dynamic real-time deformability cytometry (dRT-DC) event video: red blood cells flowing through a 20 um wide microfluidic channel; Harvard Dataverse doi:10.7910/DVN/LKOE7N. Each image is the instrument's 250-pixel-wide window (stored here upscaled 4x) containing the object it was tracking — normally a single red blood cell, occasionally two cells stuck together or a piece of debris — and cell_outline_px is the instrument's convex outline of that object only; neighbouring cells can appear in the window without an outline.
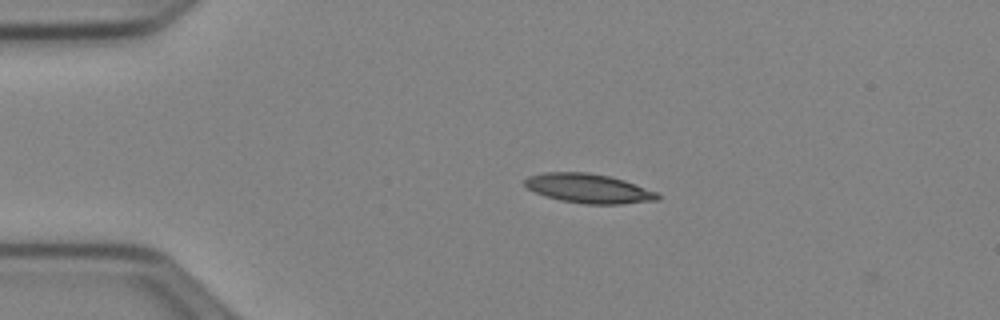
{"species": "Egyptian fruit bat (a non-hibernating species)", "species_latin": "Rousettus aegyptiacus", "temperature_condition": "cold", "stored_images_in_passage": 4, "camera_frame_rate_fps": 3000, "um_per_image_px": 0.085, "animal": {"sex": "female"}, "frame": {"image": 1, "passage_image": 3, "time_ms": 0.667, "image_size_px": [1000, 320], "cell_outline_px": [[660, 200], [620, 204], [584, 204], [560, 200], [544, 196], [528, 188], [524, 184], [524, 180], [528, 176], [544, 172], [588, 172], [612, 176], [624, 180], [656, 192], [660, 196]], "centroid_in_image_um": [50.02, 16.01], "position_along_channel_um": 35.0, "area_um2": 22.77}}